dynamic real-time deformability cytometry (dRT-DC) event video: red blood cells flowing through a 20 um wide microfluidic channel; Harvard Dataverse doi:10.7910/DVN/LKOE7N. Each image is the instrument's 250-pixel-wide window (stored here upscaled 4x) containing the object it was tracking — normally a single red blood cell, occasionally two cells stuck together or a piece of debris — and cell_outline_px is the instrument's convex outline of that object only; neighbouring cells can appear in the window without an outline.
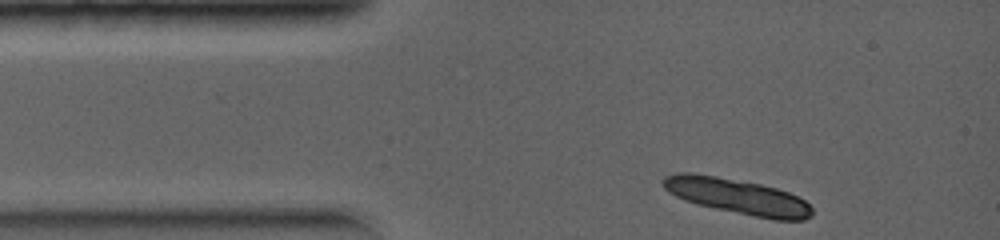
{"species": "common noctule bat (a hibernating species)", "species_latin": "Nyctalus noctula", "temperature_condition": "warm", "stored_images_in_passage": 2, "camera_frame_rate_fps": 5000, "um_per_image_px": 0.085, "animal": {"sex": "female", "body_mass_g": 19.0, "forearm_length_mm": 56.7}, "frame": {"image": 1, "passage_image": 1, "time_ms": 0.0, "image_size_px": [1000, 240], "cell_outline_px": [[812, 216], [804, 220], [772, 220], [696, 204], [684, 200], [668, 192], [660, 184], [664, 176], [676, 172], [692, 172], [716, 176], [760, 184], [776, 188], [788, 192], [804, 200], [812, 208]], "centroid_in_image_um": [62.64, 16.69], "position_along_channel_um": 22.4, "area_um2": 30.92}}